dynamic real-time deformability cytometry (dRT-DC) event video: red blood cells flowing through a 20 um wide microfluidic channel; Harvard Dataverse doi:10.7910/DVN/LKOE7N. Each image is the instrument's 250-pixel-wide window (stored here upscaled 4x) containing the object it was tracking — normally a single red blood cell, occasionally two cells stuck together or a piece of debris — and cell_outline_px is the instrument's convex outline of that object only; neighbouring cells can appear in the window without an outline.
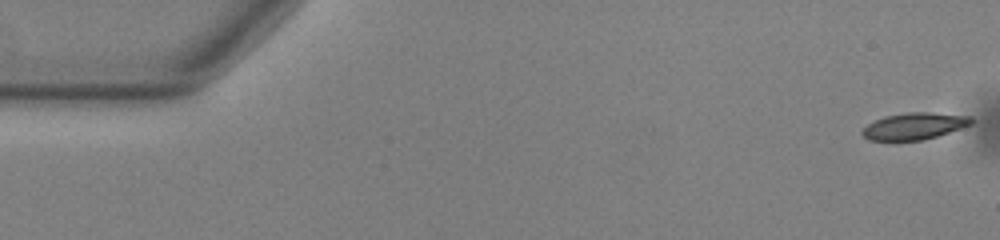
{"species": "common noctule bat (a hibernating species)", "species_latin": "Nyctalus noctula", "temperature_condition": "warm", "stored_images_in_passage": 52, "camera_frame_rate_fps": 3000, "um_per_image_px": 0.085, "animal": {"sex": "male", "body_mass_g": 13.0, "forearm_length_mm": 53.1}, "frame": {"image": 1, "passage_image": 1, "time_ms": 0.0, "image_size_px": [1000, 240], "cell_outline_px": [[976, 120], [972, 124], [924, 140], [868, 140], [860, 132], [868, 124], [884, 116], [908, 112], [932, 112], [972, 116]], "centroid_in_image_um": [77.75, 10.7], "position_along_channel_um": 7.2, "area_um2": 16.99}}
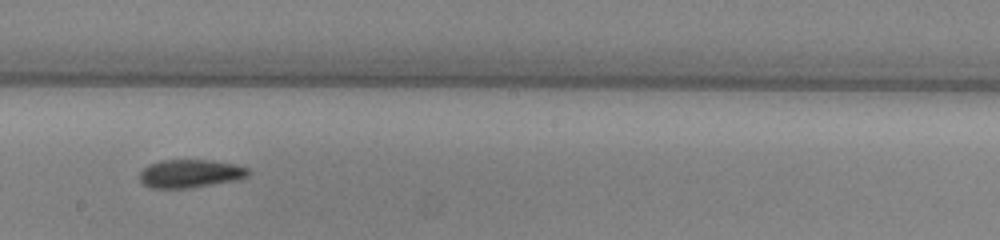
{"frame": {"image": 2, "passage_image": 30, "time_ms": 9.667, "image_size_px": [1000, 240], "cell_outline_px": [[248, 176], [232, 180], [192, 188], [152, 188], [144, 184], [140, 180], [140, 172], [148, 164], [160, 160], [212, 160], [232, 164], [248, 168]], "centroid_in_image_um": [16.11, 14.75], "position_along_channel_um": 232.1, "area_um2": 17.63}}
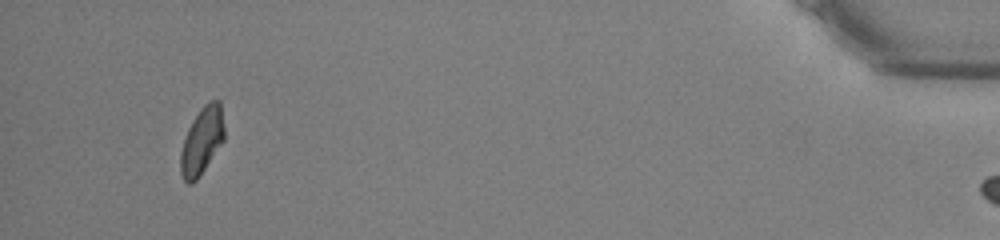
{"frame": {"image": 3, "passage_image": 51, "time_ms": 16.667, "image_size_px": [1000, 240], "cell_outline_px": [[224, 140], [196, 180], [192, 184], [188, 184], [184, 180], [180, 172], [180, 152], [188, 128], [192, 120], [200, 108], [208, 100], [220, 100], [224, 128]], "centroid_in_image_um": [17.15, 11.94], "position_along_channel_um": 418.0, "area_um2": 17.05}, "authors_computed_cell_mechanics": {"area_um2": 17.6579, "velocity_mm_per_s": 3.7857, "shape_relaxation_time_tau1_ms": 9.0, "shape_relaxation_time_tau2_ms": 5.9166, "deformation_change_tau1": 0.1819, "deformation_change_tau2": 0.1117}}